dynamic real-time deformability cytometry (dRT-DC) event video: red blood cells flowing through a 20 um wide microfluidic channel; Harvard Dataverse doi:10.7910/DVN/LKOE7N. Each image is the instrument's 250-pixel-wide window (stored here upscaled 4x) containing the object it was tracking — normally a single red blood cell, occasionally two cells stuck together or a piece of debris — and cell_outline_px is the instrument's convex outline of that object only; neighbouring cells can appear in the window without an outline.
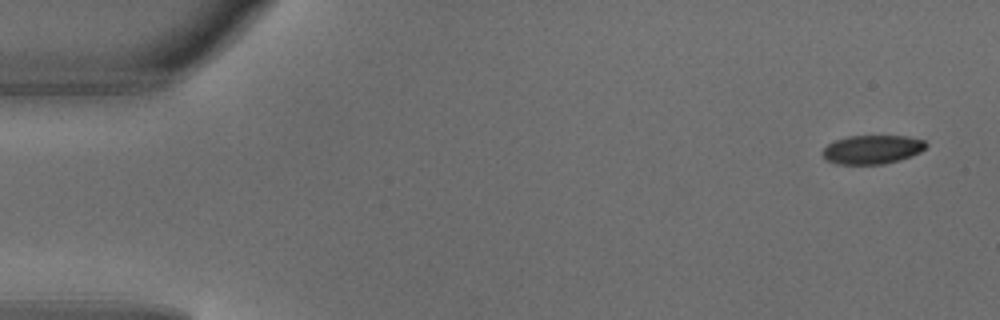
{"species": "common noctule bat (a hibernating species)", "species_latin": "Nyctalus noctula", "temperature_condition": "warm", "stored_images_in_passage": 3, "camera_frame_rate_fps": 3000, "um_per_image_px": 0.085, "animal": {"sex": "male", "body_mass_g": 18.8}, "frame": {"image": 1, "passage_image": 1, "time_ms": 0.0, "image_size_px": [1000, 320], "cell_outline_px": [[928, 144], [920, 152], [912, 156], [884, 164], [836, 164], [828, 160], [824, 156], [824, 148], [828, 144], [836, 140], [848, 136], [908, 136], [924, 140]], "centroid_in_image_um": [74.17, 12.7], "position_along_channel_um": 10.8, "area_um2": 17.22}}
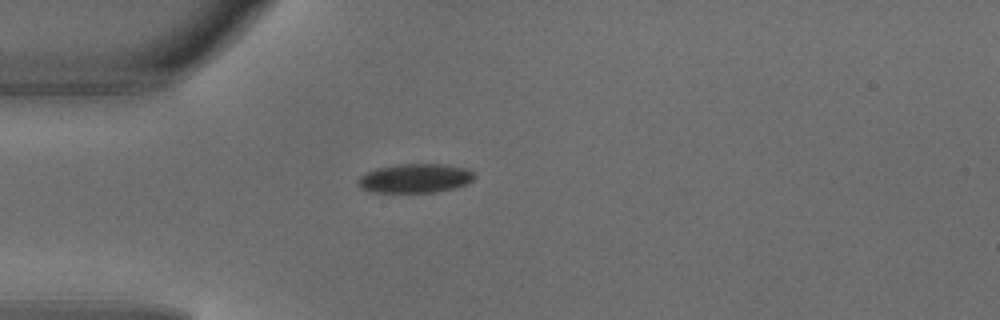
{"frame": {"image": 2, "passage_image": 3, "time_ms": 0.667, "image_size_px": [1000, 320], "cell_outline_px": [[476, 176], [468, 184], [456, 188], [436, 192], [368, 192], [360, 188], [356, 184], [360, 176], [376, 168], [400, 164], [440, 164], [468, 168], [476, 172]], "centroid_in_image_um": [35.32, 15.16], "position_along_channel_um": 49.7, "area_um2": 20.0}}